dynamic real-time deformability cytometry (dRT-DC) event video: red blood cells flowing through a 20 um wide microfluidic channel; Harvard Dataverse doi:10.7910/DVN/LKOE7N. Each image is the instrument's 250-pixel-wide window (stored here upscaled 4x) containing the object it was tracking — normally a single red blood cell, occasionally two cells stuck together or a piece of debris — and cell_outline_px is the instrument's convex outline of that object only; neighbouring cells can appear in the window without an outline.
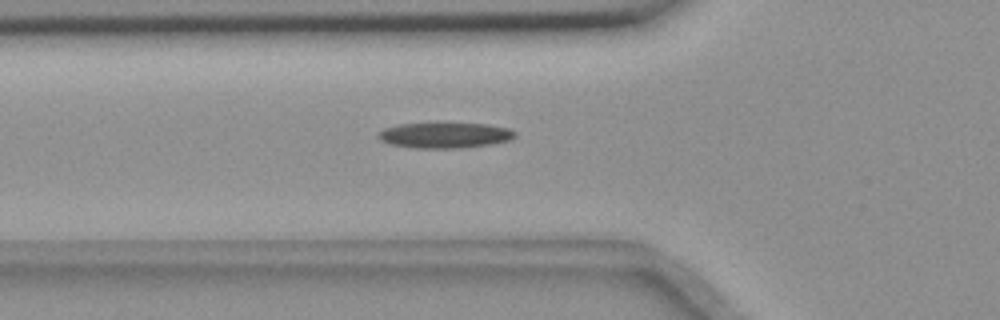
{"species": "common noctule bat (a hibernating species)", "species_latin": "Nyctalus noctula", "temperature_condition": "room temperature", "stored_images_in_passage": 51, "camera_frame_rate_fps": 3000, "um_per_image_px": 0.085, "animal": {"sex": "female", "body_mass_g": 18.4}, "frame": {"image": 1, "passage_image": 19, "time_ms": 6.0, "image_size_px": [1000, 320], "cell_outline_px": [[516, 136], [508, 140], [492, 144], [460, 148], [416, 148], [388, 144], [380, 140], [376, 136], [376, 132], [384, 128], [400, 124], [444, 120], [488, 124], [508, 128], [516, 132]], "centroid_in_image_um": [37.76, 11.44], "position_along_channel_um": 88.0, "area_um2": 21.56}}
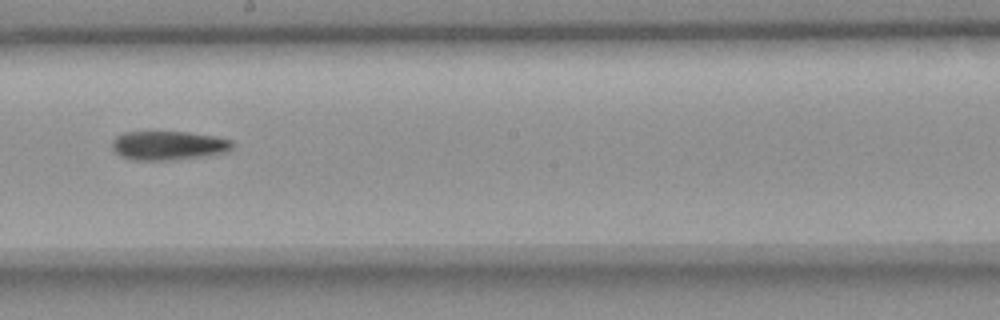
{"frame": {"image": 2, "passage_image": 31, "time_ms": 10.0, "image_size_px": [1000, 320], "cell_outline_px": [[236, 144], [228, 152], [200, 156], [168, 160], [132, 160], [120, 156], [112, 148], [112, 140], [116, 136], [124, 132], [188, 132], [216, 136], [232, 140]], "centroid_in_image_um": [14.33, 12.36], "position_along_channel_um": 233.9, "area_um2": 20.4}}
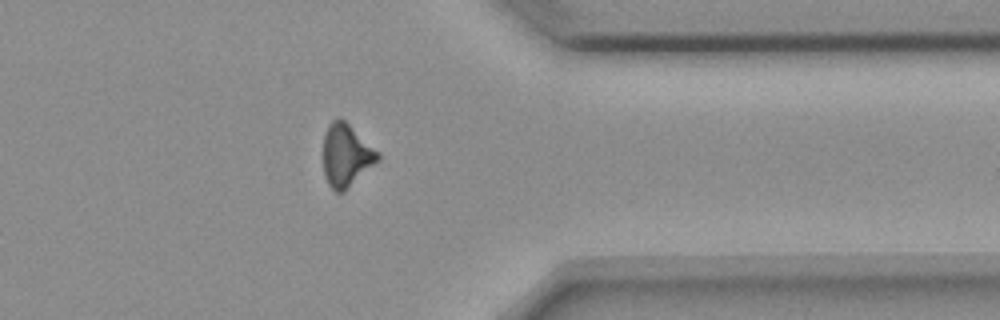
{"frame": {"image": 3, "passage_image": 44, "time_ms": 14.333, "image_size_px": [1000, 320], "cell_outline_px": [[380, 156], [344, 192], [336, 192], [328, 184], [324, 176], [324, 136], [328, 124], [332, 120], [340, 116], [380, 152]], "centroid_in_image_um": [29.4, 13.16], "position_along_channel_um": 382.0, "area_um2": 19.59}}